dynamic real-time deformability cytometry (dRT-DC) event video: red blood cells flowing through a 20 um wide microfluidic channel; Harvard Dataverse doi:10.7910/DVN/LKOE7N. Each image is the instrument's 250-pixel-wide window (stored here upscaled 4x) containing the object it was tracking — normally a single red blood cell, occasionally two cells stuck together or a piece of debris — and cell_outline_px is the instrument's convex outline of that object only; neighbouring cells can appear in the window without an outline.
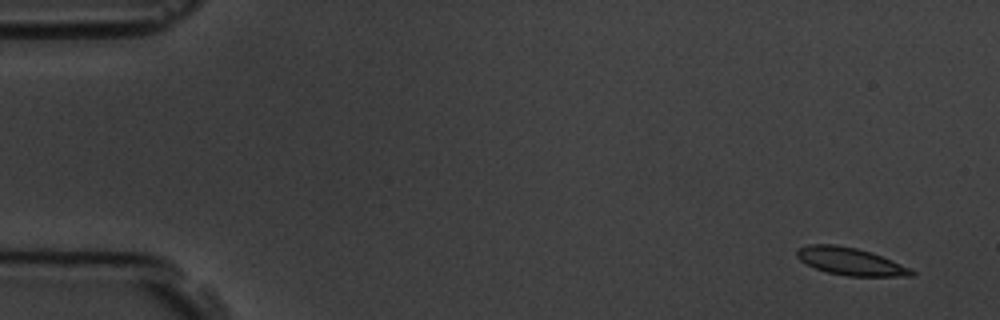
{"species": "common noctule bat (a hibernating species)", "species_latin": "Nyctalus noctula", "temperature_condition": "room temperature", "stored_images_in_passage": 5, "camera_frame_rate_fps": 3000, "um_per_image_px": 0.085, "animal": {"sex": "male", "body_mass_g": 19.5, "forearm_length_mm": 54.6}, "frame": {"image": 1, "passage_image": 1, "time_ms": 0.0, "image_size_px": [1000, 320], "cell_outline_px": [[916, 276], [848, 276], [828, 272], [816, 268], [800, 260], [796, 256], [796, 248], [812, 244], [836, 244], [856, 248], [872, 252], [892, 260], [916, 272]], "centroid_in_image_um": [72.28, 22.21], "position_along_channel_um": 12.7, "area_um2": 18.26}}